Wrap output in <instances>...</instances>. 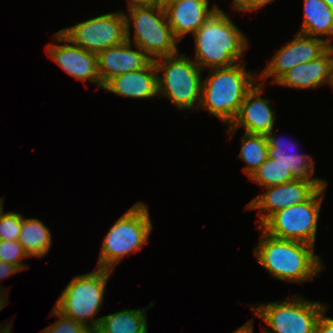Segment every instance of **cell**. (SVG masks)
<instances>
[{
	"mask_svg": "<svg viewBox=\"0 0 333 333\" xmlns=\"http://www.w3.org/2000/svg\"><path fill=\"white\" fill-rule=\"evenodd\" d=\"M176 1H179V0H159V5L164 8L165 6L173 3V2H176Z\"/></svg>",
	"mask_w": 333,
	"mask_h": 333,
	"instance_id": "d590c367",
	"label": "cell"
},
{
	"mask_svg": "<svg viewBox=\"0 0 333 333\" xmlns=\"http://www.w3.org/2000/svg\"><path fill=\"white\" fill-rule=\"evenodd\" d=\"M325 188L321 186L303 203L276 211L260 227L273 237L315 246Z\"/></svg>",
	"mask_w": 333,
	"mask_h": 333,
	"instance_id": "9c48e42d",
	"label": "cell"
},
{
	"mask_svg": "<svg viewBox=\"0 0 333 333\" xmlns=\"http://www.w3.org/2000/svg\"><path fill=\"white\" fill-rule=\"evenodd\" d=\"M159 5V0H128V7Z\"/></svg>",
	"mask_w": 333,
	"mask_h": 333,
	"instance_id": "1f68e13d",
	"label": "cell"
},
{
	"mask_svg": "<svg viewBox=\"0 0 333 333\" xmlns=\"http://www.w3.org/2000/svg\"><path fill=\"white\" fill-rule=\"evenodd\" d=\"M327 310L328 308L322 312L318 319L316 333H333V318L325 316Z\"/></svg>",
	"mask_w": 333,
	"mask_h": 333,
	"instance_id": "f546056e",
	"label": "cell"
},
{
	"mask_svg": "<svg viewBox=\"0 0 333 333\" xmlns=\"http://www.w3.org/2000/svg\"><path fill=\"white\" fill-rule=\"evenodd\" d=\"M329 44L323 39L296 33V55L297 63L303 64L321 56Z\"/></svg>",
	"mask_w": 333,
	"mask_h": 333,
	"instance_id": "d4e9b609",
	"label": "cell"
},
{
	"mask_svg": "<svg viewBox=\"0 0 333 333\" xmlns=\"http://www.w3.org/2000/svg\"><path fill=\"white\" fill-rule=\"evenodd\" d=\"M51 316L58 319L44 328L40 333H95L93 329L88 328L80 322L65 317L54 307L52 308Z\"/></svg>",
	"mask_w": 333,
	"mask_h": 333,
	"instance_id": "484cf974",
	"label": "cell"
},
{
	"mask_svg": "<svg viewBox=\"0 0 333 333\" xmlns=\"http://www.w3.org/2000/svg\"><path fill=\"white\" fill-rule=\"evenodd\" d=\"M157 75L154 60H152L141 70L111 78L103 85L102 89L127 98H154L158 96Z\"/></svg>",
	"mask_w": 333,
	"mask_h": 333,
	"instance_id": "ac0fdd59",
	"label": "cell"
},
{
	"mask_svg": "<svg viewBox=\"0 0 333 333\" xmlns=\"http://www.w3.org/2000/svg\"><path fill=\"white\" fill-rule=\"evenodd\" d=\"M298 64L300 63H297L295 35L292 41L287 42L272 56L267 66L260 73L259 80L262 79V82L265 83L267 78L272 77L271 83L275 84L287 71Z\"/></svg>",
	"mask_w": 333,
	"mask_h": 333,
	"instance_id": "603a6c76",
	"label": "cell"
},
{
	"mask_svg": "<svg viewBox=\"0 0 333 333\" xmlns=\"http://www.w3.org/2000/svg\"><path fill=\"white\" fill-rule=\"evenodd\" d=\"M151 302L145 309H122L101 317L95 333H147V311L153 307Z\"/></svg>",
	"mask_w": 333,
	"mask_h": 333,
	"instance_id": "ffe728a7",
	"label": "cell"
},
{
	"mask_svg": "<svg viewBox=\"0 0 333 333\" xmlns=\"http://www.w3.org/2000/svg\"><path fill=\"white\" fill-rule=\"evenodd\" d=\"M320 186L314 180L295 179L278 186L264 188L263 194L254 197L245 210H258L259 227L276 211L308 200Z\"/></svg>",
	"mask_w": 333,
	"mask_h": 333,
	"instance_id": "8fae6325",
	"label": "cell"
},
{
	"mask_svg": "<svg viewBox=\"0 0 333 333\" xmlns=\"http://www.w3.org/2000/svg\"><path fill=\"white\" fill-rule=\"evenodd\" d=\"M265 137L269 147L268 157L278 159V162L290 169L295 179L314 180L320 187L327 186V181L317 177L312 178L315 172V162L312 156L296 152L297 147L295 143L289 140L285 142L282 137L277 138L273 129Z\"/></svg>",
	"mask_w": 333,
	"mask_h": 333,
	"instance_id": "e0dca14e",
	"label": "cell"
},
{
	"mask_svg": "<svg viewBox=\"0 0 333 333\" xmlns=\"http://www.w3.org/2000/svg\"><path fill=\"white\" fill-rule=\"evenodd\" d=\"M3 199H4L3 197L0 198V216H1L2 212L4 211V207H3L4 200Z\"/></svg>",
	"mask_w": 333,
	"mask_h": 333,
	"instance_id": "74e56055",
	"label": "cell"
},
{
	"mask_svg": "<svg viewBox=\"0 0 333 333\" xmlns=\"http://www.w3.org/2000/svg\"><path fill=\"white\" fill-rule=\"evenodd\" d=\"M23 215L17 212H2L0 216V240H18Z\"/></svg>",
	"mask_w": 333,
	"mask_h": 333,
	"instance_id": "83f0119b",
	"label": "cell"
},
{
	"mask_svg": "<svg viewBox=\"0 0 333 333\" xmlns=\"http://www.w3.org/2000/svg\"><path fill=\"white\" fill-rule=\"evenodd\" d=\"M20 271L21 270L17 266L11 265L4 261H0V280H2L3 278L6 279L7 277L14 275L15 273Z\"/></svg>",
	"mask_w": 333,
	"mask_h": 333,
	"instance_id": "4dcf8cb0",
	"label": "cell"
},
{
	"mask_svg": "<svg viewBox=\"0 0 333 333\" xmlns=\"http://www.w3.org/2000/svg\"><path fill=\"white\" fill-rule=\"evenodd\" d=\"M6 291V287H0V311L7 305L8 303V293Z\"/></svg>",
	"mask_w": 333,
	"mask_h": 333,
	"instance_id": "836d02e7",
	"label": "cell"
},
{
	"mask_svg": "<svg viewBox=\"0 0 333 333\" xmlns=\"http://www.w3.org/2000/svg\"><path fill=\"white\" fill-rule=\"evenodd\" d=\"M10 321L7 322V324H5L4 326L1 325L0 327V333H12L10 330L12 328V324L10 325Z\"/></svg>",
	"mask_w": 333,
	"mask_h": 333,
	"instance_id": "e575fe53",
	"label": "cell"
},
{
	"mask_svg": "<svg viewBox=\"0 0 333 333\" xmlns=\"http://www.w3.org/2000/svg\"><path fill=\"white\" fill-rule=\"evenodd\" d=\"M148 209L146 203L139 201L114 222L102 241L96 268L113 271L126 255L147 244L153 228Z\"/></svg>",
	"mask_w": 333,
	"mask_h": 333,
	"instance_id": "277c9868",
	"label": "cell"
},
{
	"mask_svg": "<svg viewBox=\"0 0 333 333\" xmlns=\"http://www.w3.org/2000/svg\"><path fill=\"white\" fill-rule=\"evenodd\" d=\"M332 63L333 45L318 58L292 67L274 85L297 90L315 89L325 84L329 85Z\"/></svg>",
	"mask_w": 333,
	"mask_h": 333,
	"instance_id": "2e32d148",
	"label": "cell"
},
{
	"mask_svg": "<svg viewBox=\"0 0 333 333\" xmlns=\"http://www.w3.org/2000/svg\"><path fill=\"white\" fill-rule=\"evenodd\" d=\"M209 0H179L164 7L167 22L174 37L180 41L187 34H194L217 10Z\"/></svg>",
	"mask_w": 333,
	"mask_h": 333,
	"instance_id": "9a60e30c",
	"label": "cell"
},
{
	"mask_svg": "<svg viewBox=\"0 0 333 333\" xmlns=\"http://www.w3.org/2000/svg\"><path fill=\"white\" fill-rule=\"evenodd\" d=\"M124 15L126 41L137 45L152 60L179 52V41L174 37L164 8L160 5L129 7L128 13ZM131 23L134 29L133 37L130 33Z\"/></svg>",
	"mask_w": 333,
	"mask_h": 333,
	"instance_id": "52a82bcc",
	"label": "cell"
},
{
	"mask_svg": "<svg viewBox=\"0 0 333 333\" xmlns=\"http://www.w3.org/2000/svg\"><path fill=\"white\" fill-rule=\"evenodd\" d=\"M258 228L262 236L253 255L277 280L301 284L313 280L325 268L321 256L314 253V245L279 239Z\"/></svg>",
	"mask_w": 333,
	"mask_h": 333,
	"instance_id": "6da1fadb",
	"label": "cell"
},
{
	"mask_svg": "<svg viewBox=\"0 0 333 333\" xmlns=\"http://www.w3.org/2000/svg\"><path fill=\"white\" fill-rule=\"evenodd\" d=\"M330 8L333 9V0H323Z\"/></svg>",
	"mask_w": 333,
	"mask_h": 333,
	"instance_id": "f35d334b",
	"label": "cell"
},
{
	"mask_svg": "<svg viewBox=\"0 0 333 333\" xmlns=\"http://www.w3.org/2000/svg\"><path fill=\"white\" fill-rule=\"evenodd\" d=\"M192 36L195 43L193 60L203 71L242 62L241 57L249 47L245 34L221 8Z\"/></svg>",
	"mask_w": 333,
	"mask_h": 333,
	"instance_id": "7a4b0ae2",
	"label": "cell"
},
{
	"mask_svg": "<svg viewBox=\"0 0 333 333\" xmlns=\"http://www.w3.org/2000/svg\"><path fill=\"white\" fill-rule=\"evenodd\" d=\"M258 80L256 71H247L245 61L227 68L209 70L202 81L201 101L198 109H206L224 124L236 118L247 92Z\"/></svg>",
	"mask_w": 333,
	"mask_h": 333,
	"instance_id": "3957f363",
	"label": "cell"
},
{
	"mask_svg": "<svg viewBox=\"0 0 333 333\" xmlns=\"http://www.w3.org/2000/svg\"><path fill=\"white\" fill-rule=\"evenodd\" d=\"M28 257H39L48 254L52 245L50 229L39 219L24 218L18 238Z\"/></svg>",
	"mask_w": 333,
	"mask_h": 333,
	"instance_id": "44dd1931",
	"label": "cell"
},
{
	"mask_svg": "<svg viewBox=\"0 0 333 333\" xmlns=\"http://www.w3.org/2000/svg\"><path fill=\"white\" fill-rule=\"evenodd\" d=\"M254 315L272 329L262 333H316L318 319L327 305L294 295L289 299L252 305Z\"/></svg>",
	"mask_w": 333,
	"mask_h": 333,
	"instance_id": "ba28073f",
	"label": "cell"
},
{
	"mask_svg": "<svg viewBox=\"0 0 333 333\" xmlns=\"http://www.w3.org/2000/svg\"><path fill=\"white\" fill-rule=\"evenodd\" d=\"M27 257L18 240H0V261L15 265L22 271L29 268L26 263L21 262Z\"/></svg>",
	"mask_w": 333,
	"mask_h": 333,
	"instance_id": "4316f807",
	"label": "cell"
},
{
	"mask_svg": "<svg viewBox=\"0 0 333 333\" xmlns=\"http://www.w3.org/2000/svg\"><path fill=\"white\" fill-rule=\"evenodd\" d=\"M329 86H331L333 88V63H332V66H331V75H330Z\"/></svg>",
	"mask_w": 333,
	"mask_h": 333,
	"instance_id": "8d00e7d4",
	"label": "cell"
},
{
	"mask_svg": "<svg viewBox=\"0 0 333 333\" xmlns=\"http://www.w3.org/2000/svg\"><path fill=\"white\" fill-rule=\"evenodd\" d=\"M249 180L262 188L278 186L295 180L290 169H287L278 159L267 158L250 176Z\"/></svg>",
	"mask_w": 333,
	"mask_h": 333,
	"instance_id": "cb8c5ba5",
	"label": "cell"
},
{
	"mask_svg": "<svg viewBox=\"0 0 333 333\" xmlns=\"http://www.w3.org/2000/svg\"><path fill=\"white\" fill-rule=\"evenodd\" d=\"M129 41L109 47L97 54L98 73L103 85L113 77L145 68L152 59Z\"/></svg>",
	"mask_w": 333,
	"mask_h": 333,
	"instance_id": "5bb4252c",
	"label": "cell"
},
{
	"mask_svg": "<svg viewBox=\"0 0 333 333\" xmlns=\"http://www.w3.org/2000/svg\"><path fill=\"white\" fill-rule=\"evenodd\" d=\"M57 43L47 45L46 52L50 59L67 74L80 81H88L101 87L98 73L97 54L74 45L60 31L53 36Z\"/></svg>",
	"mask_w": 333,
	"mask_h": 333,
	"instance_id": "7c38bea8",
	"label": "cell"
},
{
	"mask_svg": "<svg viewBox=\"0 0 333 333\" xmlns=\"http://www.w3.org/2000/svg\"><path fill=\"white\" fill-rule=\"evenodd\" d=\"M240 139L241 149L238 157L246 163L242 170L250 178L268 158V143L262 134L244 132Z\"/></svg>",
	"mask_w": 333,
	"mask_h": 333,
	"instance_id": "7402d4cb",
	"label": "cell"
},
{
	"mask_svg": "<svg viewBox=\"0 0 333 333\" xmlns=\"http://www.w3.org/2000/svg\"><path fill=\"white\" fill-rule=\"evenodd\" d=\"M275 0H233L232 7L239 12H251L265 7L268 3H273Z\"/></svg>",
	"mask_w": 333,
	"mask_h": 333,
	"instance_id": "f1b7e54d",
	"label": "cell"
},
{
	"mask_svg": "<svg viewBox=\"0 0 333 333\" xmlns=\"http://www.w3.org/2000/svg\"><path fill=\"white\" fill-rule=\"evenodd\" d=\"M125 11L106 13L59 30L74 45L98 54L126 40Z\"/></svg>",
	"mask_w": 333,
	"mask_h": 333,
	"instance_id": "30bf717a",
	"label": "cell"
},
{
	"mask_svg": "<svg viewBox=\"0 0 333 333\" xmlns=\"http://www.w3.org/2000/svg\"><path fill=\"white\" fill-rule=\"evenodd\" d=\"M158 97H166L178 110L198 109L201 101L203 70L183 53L154 60ZM163 72L161 75L159 73Z\"/></svg>",
	"mask_w": 333,
	"mask_h": 333,
	"instance_id": "5b68a950",
	"label": "cell"
},
{
	"mask_svg": "<svg viewBox=\"0 0 333 333\" xmlns=\"http://www.w3.org/2000/svg\"><path fill=\"white\" fill-rule=\"evenodd\" d=\"M264 85L255 83L247 92L236 118L226 128L229 137H233L238 128H242L246 133L262 135L274 129L276 110L270 106V100L262 98Z\"/></svg>",
	"mask_w": 333,
	"mask_h": 333,
	"instance_id": "4fadbf2b",
	"label": "cell"
},
{
	"mask_svg": "<svg viewBox=\"0 0 333 333\" xmlns=\"http://www.w3.org/2000/svg\"><path fill=\"white\" fill-rule=\"evenodd\" d=\"M303 6L304 16L298 33L323 39L332 46L333 9L323 0H304Z\"/></svg>",
	"mask_w": 333,
	"mask_h": 333,
	"instance_id": "d6986e66",
	"label": "cell"
},
{
	"mask_svg": "<svg viewBox=\"0 0 333 333\" xmlns=\"http://www.w3.org/2000/svg\"><path fill=\"white\" fill-rule=\"evenodd\" d=\"M113 271L95 268L93 272L72 278L54 303V308L67 318L93 329L98 328L101 317L95 318L104 302L106 285Z\"/></svg>",
	"mask_w": 333,
	"mask_h": 333,
	"instance_id": "8992f818",
	"label": "cell"
},
{
	"mask_svg": "<svg viewBox=\"0 0 333 333\" xmlns=\"http://www.w3.org/2000/svg\"><path fill=\"white\" fill-rule=\"evenodd\" d=\"M253 319L248 320L244 325L235 329L232 333H253Z\"/></svg>",
	"mask_w": 333,
	"mask_h": 333,
	"instance_id": "d6a6232c",
	"label": "cell"
}]
</instances>
